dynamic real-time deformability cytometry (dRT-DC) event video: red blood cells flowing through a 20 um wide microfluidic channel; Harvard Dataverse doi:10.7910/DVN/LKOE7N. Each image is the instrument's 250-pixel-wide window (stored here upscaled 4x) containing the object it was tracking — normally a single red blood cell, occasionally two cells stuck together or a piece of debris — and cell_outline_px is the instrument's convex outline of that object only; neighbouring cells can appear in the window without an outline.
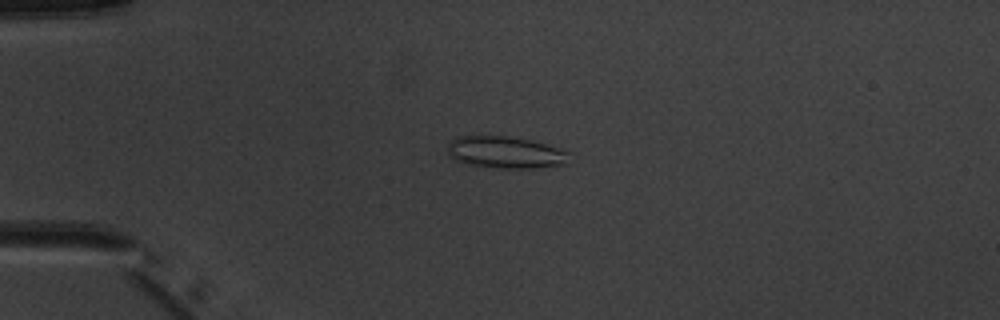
{"species": "common noctule bat (a hibernating species)", "species_latin": "Nyctalus noctula", "temperature_condition": "warm", "stored_images_in_passage": 5, "camera_frame_rate_fps": 3000, "um_per_image_px": 0.085, "animal": {"sex": "male", "body_mass_g": 20.1, "forearm_length_mm": 53.5}, "frame": {"image": 1, "passage_image": 4, "time_ms": 3.667, "image_size_px": [1000, 320], "cell_outline_px": [[568, 164], [536, 168], [496, 168], [472, 164], [456, 160], [448, 156], [448, 144], [456, 136], [508, 136], [532, 140], [560, 148], [568, 152]], "centroid_in_image_um": [42.98, 12.95], "position_along_channel_um": 42.0, "area_um2": 22.66}}